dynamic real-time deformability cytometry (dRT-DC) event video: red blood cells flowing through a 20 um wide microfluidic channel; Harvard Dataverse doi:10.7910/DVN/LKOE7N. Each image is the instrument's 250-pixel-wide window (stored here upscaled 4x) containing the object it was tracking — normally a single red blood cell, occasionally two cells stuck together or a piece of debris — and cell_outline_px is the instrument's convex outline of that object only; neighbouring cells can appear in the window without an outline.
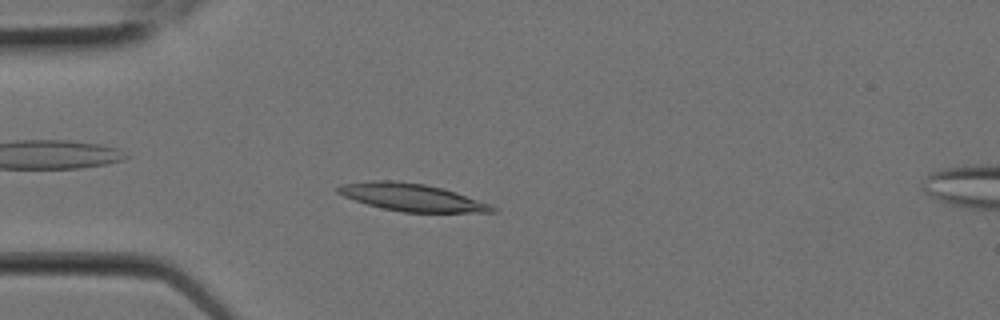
{"species": "Egyptian fruit bat (a non-hibernating species)", "species_latin": "Rousettus aegyptiacus", "temperature_condition": "room temperature", "stored_images_in_passage": 8, "camera_frame_rate_fps": 3000, "um_per_image_px": 0.085, "animal": {"sex": "female"}, "frame": {"image": 1, "passage_image": 5, "time_ms": 1.333, "image_size_px": [1000, 320], "cell_outline_px": [[496, 212], [404, 212], [384, 208], [368, 204], [344, 196], [336, 192], [336, 188], [340, 184], [368, 180], [392, 180], [424, 184], [444, 188], [492, 204], [496, 208]], "centroid_in_image_um": [35.01, 16.76], "position_along_channel_um": 50.0, "area_um2": 24.68}}
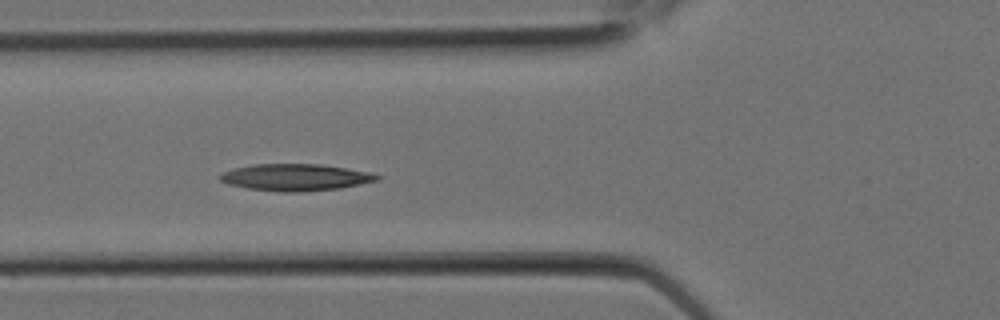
{"frame": {"image": 2, "passage_image": 7, "time_ms": 2.0, "image_size_px": [1000, 320], "cell_outline_px": [[380, 180], [340, 188], [300, 192], [280, 192], [248, 188], [228, 184], [220, 180], [220, 172], [252, 164], [320, 164], [368, 172], [380, 176]], "centroid_in_image_um": [25.09, 15.07], "position_along_channel_um": 100.7, "area_um2": 24.39}}
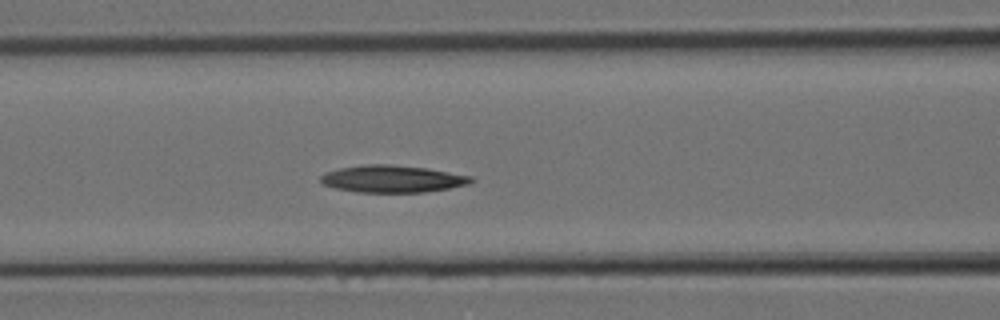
{"frame": {"image": 3, "passage_image": 8, "time_ms": 2.333, "image_size_px": [1000, 320], "cell_outline_px": [[472, 184], [424, 192], [360, 192], [336, 188], [324, 184], [320, 180], [320, 176], [324, 172], [340, 168], [364, 164], [388, 164], [428, 168], [472, 176]], "centroid_in_image_um": [33.36, 15.19], "position_along_channel_um": 133.2, "area_um2": 23.76}}